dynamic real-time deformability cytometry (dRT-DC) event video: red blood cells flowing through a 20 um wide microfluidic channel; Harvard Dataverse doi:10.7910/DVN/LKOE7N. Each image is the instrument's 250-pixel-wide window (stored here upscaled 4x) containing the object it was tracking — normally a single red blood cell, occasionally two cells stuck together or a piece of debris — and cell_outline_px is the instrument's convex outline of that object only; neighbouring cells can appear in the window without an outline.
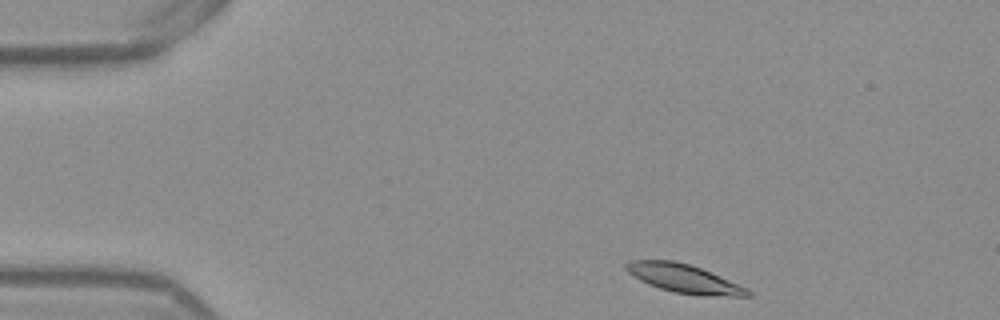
{"species": "Egyptian fruit bat (a non-hibernating species)", "species_latin": "Rousettus aegyptiacus", "temperature_condition": "warm", "stored_images_in_passage": 47, "camera_frame_rate_fps": 3000, "um_per_image_px": 0.085, "frame": {"image": 1, "passage_image": 2, "time_ms": 0.333, "image_size_px": [1000, 320], "cell_outline_px": [[752, 296], [700, 296], [672, 292], [648, 284], [640, 280], [628, 272], [624, 268], [624, 264], [628, 260], [672, 260], [688, 264], [700, 268], [748, 288], [752, 292]], "centroid_in_image_um": [58.13, 23.69], "position_along_channel_um": 26.9, "area_um2": 20.29}}
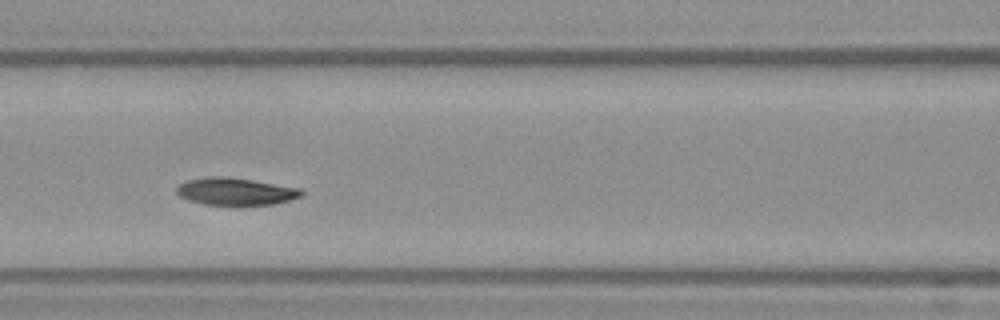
{"frame": {"image": 2, "passage_image": 17, "time_ms": 5.333, "image_size_px": [1000, 320], "cell_outline_px": [[304, 196], [276, 204], [236, 208], [204, 204], [188, 200], [180, 196], [176, 192], [176, 188], [180, 184], [188, 180], [208, 176], [220, 176], [252, 180], [300, 188], [304, 192]], "centroid_in_image_um": [20.06, 16.33], "position_along_channel_um": 146.5, "area_um2": 20.69}}
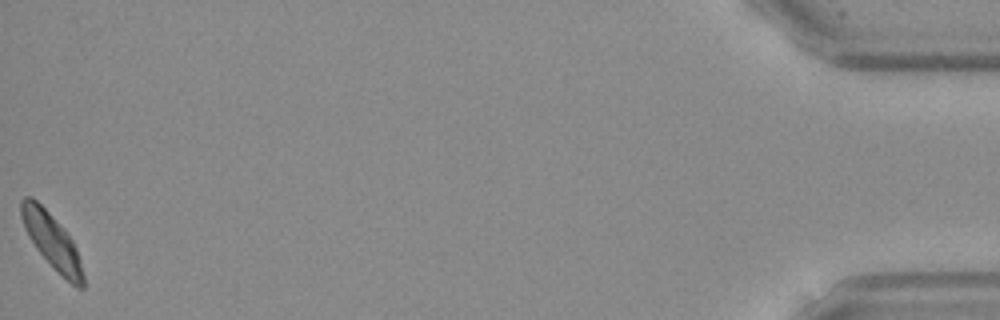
{"frame": {"image": 3, "passage_image": 47, "time_ms": 15.333, "image_size_px": [1000, 320], "cell_outline_px": [[84, 288], [76, 288], [36, 248], [28, 236], [24, 228], [20, 216], [20, 200], [24, 196], [32, 196], [64, 228], [72, 240], [76, 248], [80, 260], [84, 276]], "centroid_in_image_um": [4.39, 20.43], "position_along_channel_um": 430.8, "area_um2": 19.48}, "authors_computed_cell_mechanics": {"area_um2": 20.4612, "velocity_mm_per_s": 3.8128, "shape_relaxation_time_tau1_ms": 2.378, "shape_relaxation_time_tau2_ms": null, "deformation_change_tau1": 0.1237, "deformation_change_tau2": null}}